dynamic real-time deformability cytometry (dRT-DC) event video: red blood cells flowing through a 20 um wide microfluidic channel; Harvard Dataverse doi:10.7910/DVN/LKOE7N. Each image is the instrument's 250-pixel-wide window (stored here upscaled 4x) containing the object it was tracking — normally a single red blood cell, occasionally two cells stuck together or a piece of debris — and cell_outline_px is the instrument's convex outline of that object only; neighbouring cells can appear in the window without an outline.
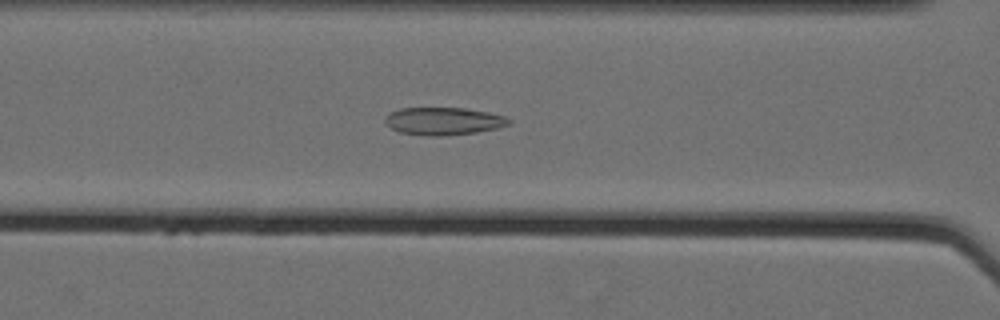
{"species": "Egyptian fruit bat (a non-hibernating species)", "species_latin": "Rousettus aegyptiacus", "temperature_condition": "cold", "stored_images_in_passage": 38, "camera_frame_rate_fps": 3000, "um_per_image_px": 0.085, "animal": {"sex": "female"}, "frame": {"image": 1, "passage_image": 7, "time_ms": 2.0, "image_size_px": [1000, 320], "cell_outline_px": [[512, 120], [508, 124], [496, 128], [476, 132], [448, 136], [428, 136], [400, 132], [392, 128], [384, 120], [384, 116], [388, 112], [400, 108], [464, 108], [488, 112], [504, 116]], "centroid_in_image_um": [37.67, 10.29], "position_along_channel_um": 128.9, "area_um2": 19.94}}
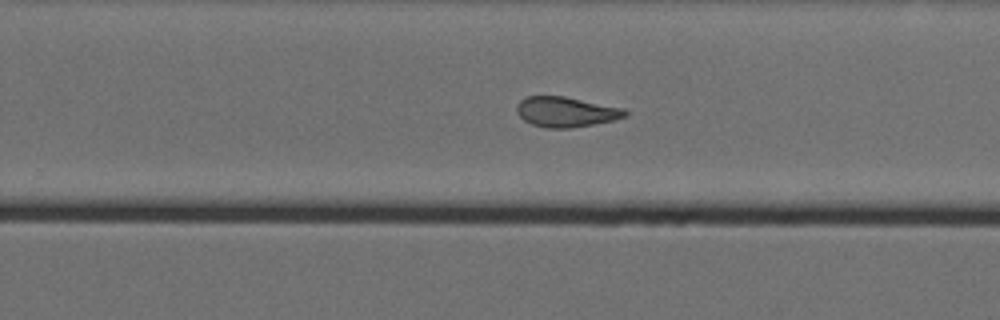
{"frame": {"image": 2, "passage_image": 20, "time_ms": 6.333, "image_size_px": [1000, 320], "cell_outline_px": [[628, 116], [612, 120], [572, 128], [548, 128], [532, 124], [524, 120], [516, 112], [516, 104], [520, 100], [528, 96], [564, 96], [624, 108], [628, 112]], "centroid_in_image_um": [48.1, 9.5], "position_along_channel_um": 281.7, "area_um2": 19.02}}
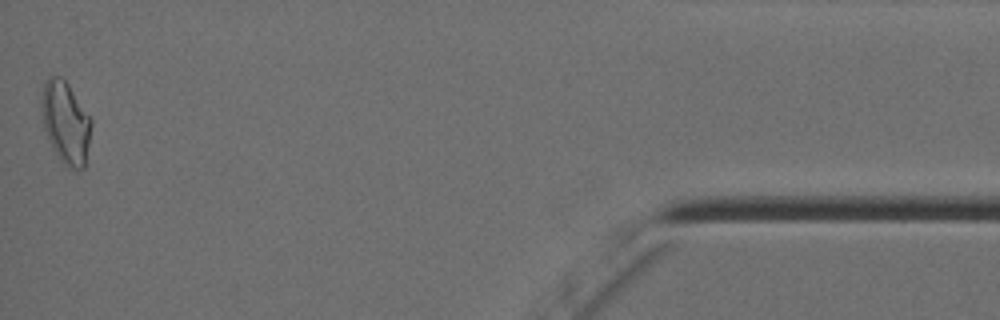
{"frame": {"image": 3, "passage_image": 38, "time_ms": 12.333, "image_size_px": [1000, 320], "cell_outline_px": [[92, 124], [84, 168], [68, 168], [60, 160], [44, 128], [40, 104], [40, 100], [44, 80], [48, 76], [60, 76], [68, 84], [92, 120]], "centroid_in_image_um": [5.56, 10.37], "position_along_channel_um": 429.6, "area_um2": 23.58}, "authors_computed_cell_mechanics": {"area_um2": 19.652, "velocity_mm_per_s": 3.5378, "shape_relaxation_time_tau1_ms": null, "shape_relaxation_time_tau2_ms": 3.1205, "deformation_change_tau1": null, "deformation_change_tau2": 0.0895}}